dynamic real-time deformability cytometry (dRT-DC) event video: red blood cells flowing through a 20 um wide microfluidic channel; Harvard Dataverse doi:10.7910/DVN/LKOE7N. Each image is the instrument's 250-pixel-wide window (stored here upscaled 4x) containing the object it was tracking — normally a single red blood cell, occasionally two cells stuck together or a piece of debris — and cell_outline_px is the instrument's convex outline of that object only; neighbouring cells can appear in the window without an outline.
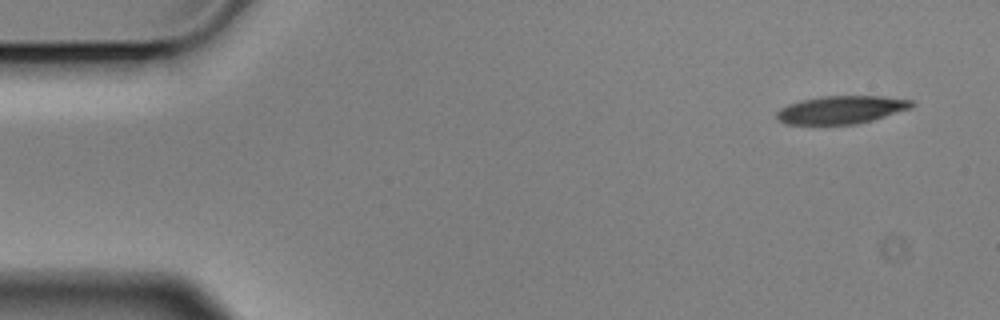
{"species": "Egyptian fruit bat (a non-hibernating species)", "species_latin": "Rousettus aegyptiacus", "temperature_condition": "cold", "stored_images_in_passage": 5, "camera_frame_rate_fps": 3000, "um_per_image_px": 0.085, "animal": {"sex": "male"}, "frame": {"image": 1, "passage_image": 1, "time_ms": 0.0, "image_size_px": [1000, 320], "cell_outline_px": [[916, 104], [912, 108], [872, 120], [856, 124], [784, 124], [776, 116], [776, 112], [780, 108], [788, 104], [804, 100], [824, 96], [884, 96], [912, 100]], "centroid_in_image_um": [71.54, 9.33], "position_along_channel_um": 13.5, "area_um2": 21.91}}
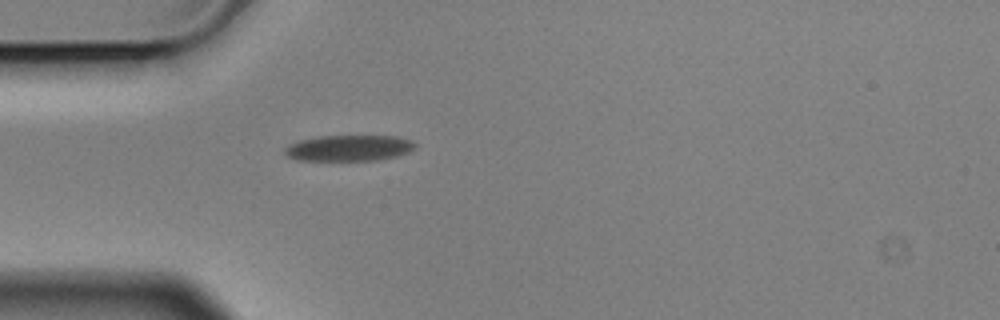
{"frame": {"image": 2, "passage_image": 5, "time_ms": 1.333, "image_size_px": [1000, 320], "cell_outline_px": [[416, 148], [408, 152], [396, 156], [376, 160], [296, 160], [288, 156], [284, 152], [284, 148], [288, 144], [300, 140], [320, 136], [396, 136], [412, 140], [416, 144]], "centroid_in_image_um": [29.66, 12.58], "position_along_channel_um": 55.3, "area_um2": 19.71}}